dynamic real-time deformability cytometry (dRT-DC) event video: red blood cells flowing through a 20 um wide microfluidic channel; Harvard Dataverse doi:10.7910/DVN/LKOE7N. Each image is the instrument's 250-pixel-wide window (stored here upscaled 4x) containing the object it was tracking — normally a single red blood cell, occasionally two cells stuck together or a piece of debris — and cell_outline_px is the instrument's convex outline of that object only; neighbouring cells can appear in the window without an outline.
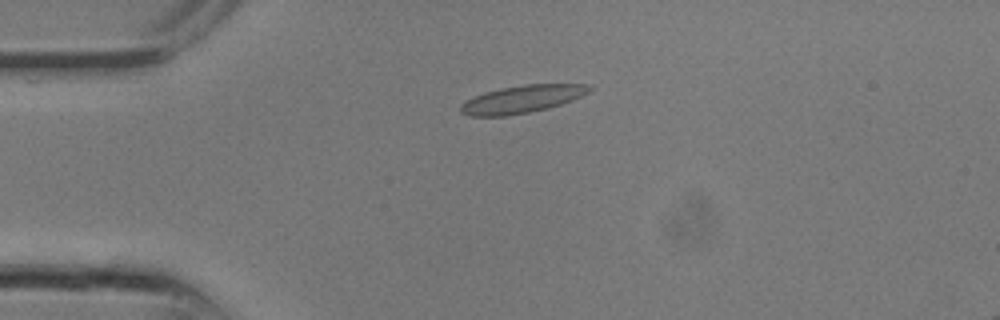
{"species": "common noctule bat (a hibernating species)", "species_latin": "Nyctalus noctula", "temperature_condition": "room temperature", "stored_images_in_passage": 8, "camera_frame_rate_fps": 3000, "um_per_image_px": 0.085, "animal": {"sex": "male", "body_mass_g": 13.3}, "frame": {"image": 1, "passage_image": 3, "time_ms": 0.667, "image_size_px": [1000, 320], "cell_outline_px": [[592, 88], [588, 92], [572, 100], [548, 108], [528, 112], [504, 116], [468, 116], [460, 112], [460, 104], [464, 100], [484, 92], [500, 88], [524, 84], [592, 84]], "centroid_in_image_um": [44.33, 8.42], "position_along_channel_um": 40.7, "area_um2": 20.75}}
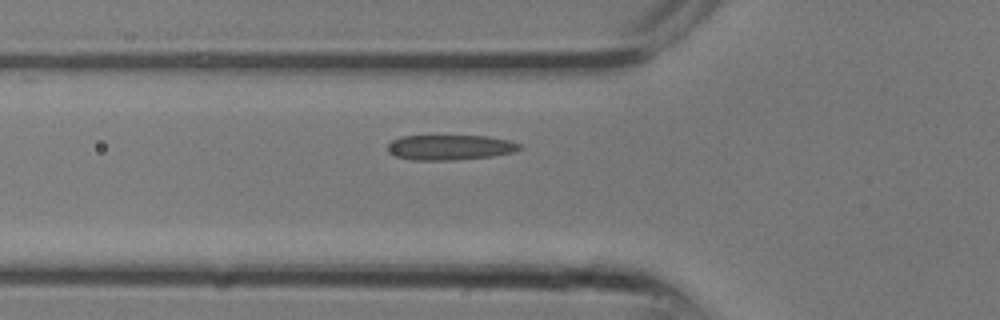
{"frame": {"image": 2, "passage_image": 6, "time_ms": 1.667, "image_size_px": [1000, 320], "cell_outline_px": [[524, 148], [512, 152], [492, 156], [452, 160], [412, 160], [396, 156], [388, 152], [388, 144], [392, 140], [400, 136], [488, 136], [508, 140], [520, 144]], "centroid_in_image_um": [38.24, 12.52], "position_along_channel_um": 87.6, "area_um2": 19.31}}
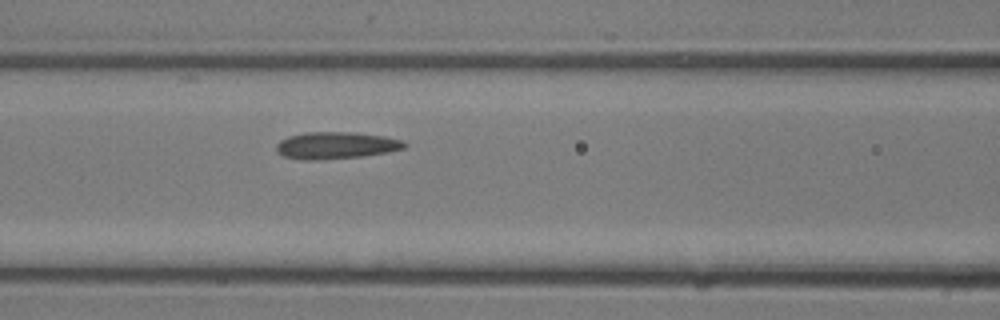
{"frame": {"image": 3, "passage_image": 8, "time_ms": 2.333, "image_size_px": [1000, 320], "cell_outline_px": [[408, 144], [404, 148], [388, 152], [364, 156], [320, 160], [300, 160], [284, 156], [276, 152], [276, 144], [280, 140], [288, 136], [304, 132], [356, 132], [384, 136], [404, 140]], "centroid_in_image_um": [28.55, 12.36], "position_along_channel_um": 138.0, "area_um2": 20.46}}